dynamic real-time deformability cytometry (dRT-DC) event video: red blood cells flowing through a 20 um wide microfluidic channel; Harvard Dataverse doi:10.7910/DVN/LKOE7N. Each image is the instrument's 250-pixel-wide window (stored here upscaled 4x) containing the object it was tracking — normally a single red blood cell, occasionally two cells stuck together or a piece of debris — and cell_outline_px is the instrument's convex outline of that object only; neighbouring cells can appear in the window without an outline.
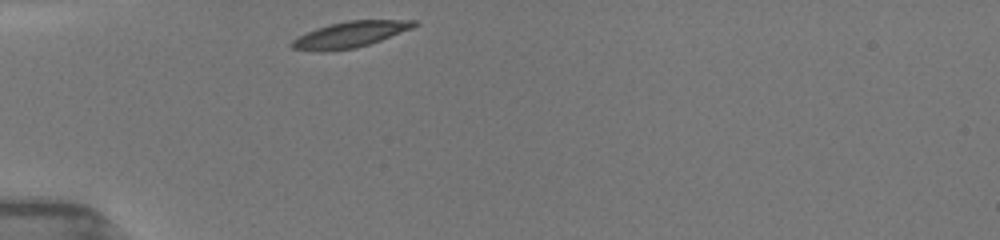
{"species": "common noctule bat (a hibernating species)", "species_latin": "Nyctalus noctula", "temperature_condition": "room temperature", "stored_images_in_passage": 21, "camera_frame_rate_fps": 3000, "um_per_image_px": 0.085, "animal": {"sex": "female", "body_mass_g": 19.5, "forearm_length_mm": 54.1}, "frame": {"image": 1, "passage_image": 1, "time_ms": 0.0, "image_size_px": [1000, 240], "cell_outline_px": [[416, 24], [412, 28], [380, 40], [356, 48], [324, 52], [320, 52], [292, 48], [288, 44], [292, 40], [316, 28], [328, 24], [348, 20], [416, 20]], "centroid_in_image_um": [29.7, 2.94], "position_along_channel_um": 55.3, "area_um2": 18.38}}
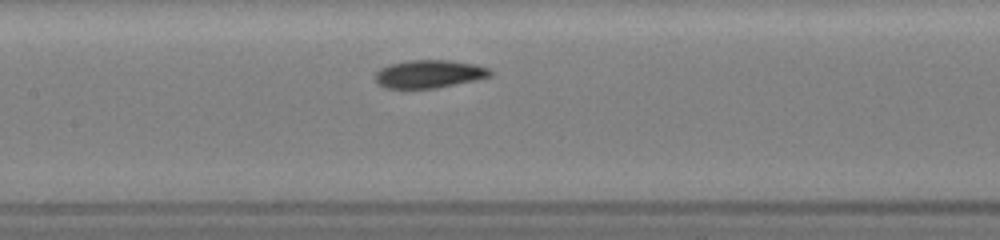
{"frame": {"image": 2, "passage_image": 9, "time_ms": 3.333, "image_size_px": [1000, 240], "cell_outline_px": [[492, 76], [476, 80], [436, 88], [384, 88], [376, 80], [376, 72], [380, 68], [388, 64], [408, 60], [452, 60], [476, 64], [488, 68], [492, 72]], "centroid_in_image_um": [36.5, 6.27], "position_along_channel_um": 170.9, "area_um2": 18.84}}
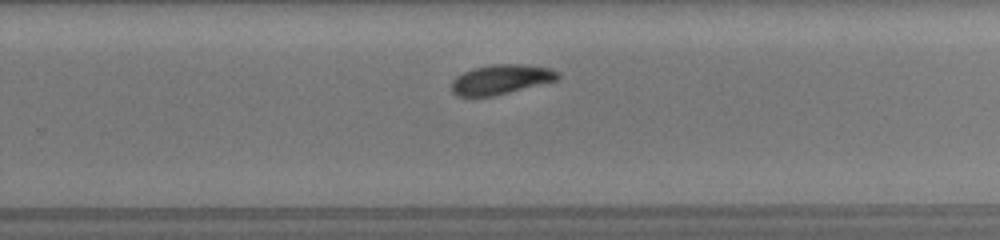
{"frame": {"image": 3, "passage_image": 17, "time_ms": 6.333, "image_size_px": [1000, 240], "cell_outline_px": [[560, 76], [556, 80], [492, 96], [456, 96], [452, 92], [452, 80], [456, 76], [464, 72], [476, 68], [492, 64], [524, 64], [552, 68]], "centroid_in_image_um": [42.56, 6.74], "position_along_channel_um": 287.2, "area_um2": 18.09}}